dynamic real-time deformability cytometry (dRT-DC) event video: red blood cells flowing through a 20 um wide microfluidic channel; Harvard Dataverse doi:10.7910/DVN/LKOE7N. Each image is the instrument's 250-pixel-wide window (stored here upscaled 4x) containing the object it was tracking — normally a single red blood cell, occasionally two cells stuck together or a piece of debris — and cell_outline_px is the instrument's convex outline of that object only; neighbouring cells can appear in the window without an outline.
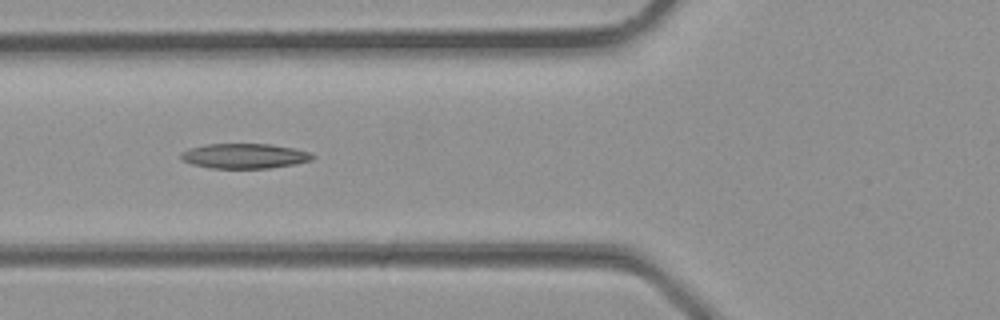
{"species": "common noctule bat (a hibernating species)", "species_latin": "Nyctalus noctula", "temperature_condition": "room temperature", "stored_images_in_passage": 20, "camera_frame_rate_fps": 3000, "um_per_image_px": 0.085, "animal": {"sex": "male", "body_mass_g": 23.1, "forearm_length_mm": 52.7}, "frame": {"image": 1, "passage_image": 4, "time_ms": 1.0, "image_size_px": [1000, 320], "cell_outline_px": [[316, 156], [312, 160], [296, 164], [268, 168], [212, 168], [192, 164], [184, 160], [180, 156], [180, 152], [188, 148], [208, 144], [272, 144], [296, 148], [312, 152]], "centroid_in_image_um": [20.84, 13.25], "position_along_channel_um": 105.0, "area_um2": 19.31}}
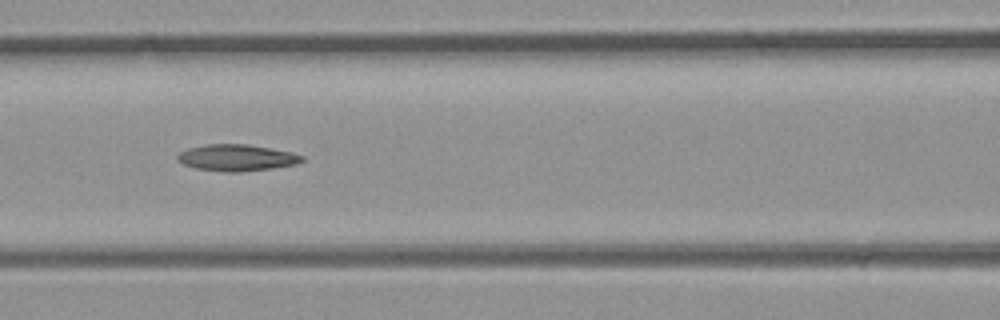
{"frame": {"image": 2, "passage_image": 6, "time_ms": 1.667, "image_size_px": [1000, 320], "cell_outline_px": [[304, 160], [296, 164], [272, 168], [236, 172], [228, 172], [196, 168], [184, 164], [176, 160], [176, 156], [180, 152], [188, 148], [204, 144], [248, 144], [292, 152], [304, 156]], "centroid_in_image_um": [20.11, 13.39], "position_along_channel_um": 146.5, "area_um2": 19.19}}